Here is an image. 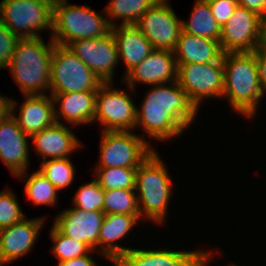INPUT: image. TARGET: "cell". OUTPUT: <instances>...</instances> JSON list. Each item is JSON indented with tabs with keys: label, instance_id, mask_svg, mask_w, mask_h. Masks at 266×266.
<instances>
[{
	"label": "cell",
	"instance_id": "cell-5",
	"mask_svg": "<svg viewBox=\"0 0 266 266\" xmlns=\"http://www.w3.org/2000/svg\"><path fill=\"white\" fill-rule=\"evenodd\" d=\"M53 36L55 44L67 46L75 40L104 37L111 31L108 17L87 6L61 2L53 5Z\"/></svg>",
	"mask_w": 266,
	"mask_h": 266
},
{
	"label": "cell",
	"instance_id": "cell-39",
	"mask_svg": "<svg viewBox=\"0 0 266 266\" xmlns=\"http://www.w3.org/2000/svg\"><path fill=\"white\" fill-rule=\"evenodd\" d=\"M12 115V99L5 98L0 94V123Z\"/></svg>",
	"mask_w": 266,
	"mask_h": 266
},
{
	"label": "cell",
	"instance_id": "cell-17",
	"mask_svg": "<svg viewBox=\"0 0 266 266\" xmlns=\"http://www.w3.org/2000/svg\"><path fill=\"white\" fill-rule=\"evenodd\" d=\"M205 251H166L131 249L115 266H204Z\"/></svg>",
	"mask_w": 266,
	"mask_h": 266
},
{
	"label": "cell",
	"instance_id": "cell-24",
	"mask_svg": "<svg viewBox=\"0 0 266 266\" xmlns=\"http://www.w3.org/2000/svg\"><path fill=\"white\" fill-rule=\"evenodd\" d=\"M96 95L97 91L51 94L54 103L61 102L60 111L55 110L56 122L59 123L58 118L62 116L74 125L92 123L95 118Z\"/></svg>",
	"mask_w": 266,
	"mask_h": 266
},
{
	"label": "cell",
	"instance_id": "cell-25",
	"mask_svg": "<svg viewBox=\"0 0 266 266\" xmlns=\"http://www.w3.org/2000/svg\"><path fill=\"white\" fill-rule=\"evenodd\" d=\"M182 28L186 33L220 41L221 26L212 14L209 1L196 0L190 20H182Z\"/></svg>",
	"mask_w": 266,
	"mask_h": 266
},
{
	"label": "cell",
	"instance_id": "cell-14",
	"mask_svg": "<svg viewBox=\"0 0 266 266\" xmlns=\"http://www.w3.org/2000/svg\"><path fill=\"white\" fill-rule=\"evenodd\" d=\"M178 66L173 51L154 49L141 63L131 69L124 80L133 91L135 83L158 85L177 81ZM126 77V78H125Z\"/></svg>",
	"mask_w": 266,
	"mask_h": 266
},
{
	"label": "cell",
	"instance_id": "cell-33",
	"mask_svg": "<svg viewBox=\"0 0 266 266\" xmlns=\"http://www.w3.org/2000/svg\"><path fill=\"white\" fill-rule=\"evenodd\" d=\"M15 197L8 189L0 192V229L12 226L26 217Z\"/></svg>",
	"mask_w": 266,
	"mask_h": 266
},
{
	"label": "cell",
	"instance_id": "cell-40",
	"mask_svg": "<svg viewBox=\"0 0 266 266\" xmlns=\"http://www.w3.org/2000/svg\"><path fill=\"white\" fill-rule=\"evenodd\" d=\"M211 256H212L211 252L207 251V254H206L205 260H204V266H207V263L209 262V259H210Z\"/></svg>",
	"mask_w": 266,
	"mask_h": 266
},
{
	"label": "cell",
	"instance_id": "cell-7",
	"mask_svg": "<svg viewBox=\"0 0 266 266\" xmlns=\"http://www.w3.org/2000/svg\"><path fill=\"white\" fill-rule=\"evenodd\" d=\"M0 20L19 39L37 38L38 30H53V5L40 0H2Z\"/></svg>",
	"mask_w": 266,
	"mask_h": 266
},
{
	"label": "cell",
	"instance_id": "cell-35",
	"mask_svg": "<svg viewBox=\"0 0 266 266\" xmlns=\"http://www.w3.org/2000/svg\"><path fill=\"white\" fill-rule=\"evenodd\" d=\"M209 5L218 24L223 27L232 16L237 7V0H215L209 1Z\"/></svg>",
	"mask_w": 266,
	"mask_h": 266
},
{
	"label": "cell",
	"instance_id": "cell-37",
	"mask_svg": "<svg viewBox=\"0 0 266 266\" xmlns=\"http://www.w3.org/2000/svg\"><path fill=\"white\" fill-rule=\"evenodd\" d=\"M238 5L255 12L266 21V0H237Z\"/></svg>",
	"mask_w": 266,
	"mask_h": 266
},
{
	"label": "cell",
	"instance_id": "cell-2",
	"mask_svg": "<svg viewBox=\"0 0 266 266\" xmlns=\"http://www.w3.org/2000/svg\"><path fill=\"white\" fill-rule=\"evenodd\" d=\"M222 59L224 64L222 97L229 99L235 111L244 116H254L258 102L264 94L260 83L256 51L224 53Z\"/></svg>",
	"mask_w": 266,
	"mask_h": 266
},
{
	"label": "cell",
	"instance_id": "cell-3",
	"mask_svg": "<svg viewBox=\"0 0 266 266\" xmlns=\"http://www.w3.org/2000/svg\"><path fill=\"white\" fill-rule=\"evenodd\" d=\"M48 45L41 36L20 38L16 45L10 68L14 80L24 95H45L40 90H50L51 59L55 42L50 39ZM40 92V93H38Z\"/></svg>",
	"mask_w": 266,
	"mask_h": 266
},
{
	"label": "cell",
	"instance_id": "cell-27",
	"mask_svg": "<svg viewBox=\"0 0 266 266\" xmlns=\"http://www.w3.org/2000/svg\"><path fill=\"white\" fill-rule=\"evenodd\" d=\"M19 173L16 177L26 179L25 193L34 205L56 204L58 189L38 170L26 178V174Z\"/></svg>",
	"mask_w": 266,
	"mask_h": 266
},
{
	"label": "cell",
	"instance_id": "cell-20",
	"mask_svg": "<svg viewBox=\"0 0 266 266\" xmlns=\"http://www.w3.org/2000/svg\"><path fill=\"white\" fill-rule=\"evenodd\" d=\"M31 140L43 161L47 160V156L51 159L69 158L75 149L81 147V143L72 130L61 122H55L52 126L34 134Z\"/></svg>",
	"mask_w": 266,
	"mask_h": 266
},
{
	"label": "cell",
	"instance_id": "cell-6",
	"mask_svg": "<svg viewBox=\"0 0 266 266\" xmlns=\"http://www.w3.org/2000/svg\"><path fill=\"white\" fill-rule=\"evenodd\" d=\"M103 84L67 46L55 44L51 59V94L97 91Z\"/></svg>",
	"mask_w": 266,
	"mask_h": 266
},
{
	"label": "cell",
	"instance_id": "cell-41",
	"mask_svg": "<svg viewBox=\"0 0 266 266\" xmlns=\"http://www.w3.org/2000/svg\"><path fill=\"white\" fill-rule=\"evenodd\" d=\"M46 2H49L50 4L54 5L61 2H66V0H45Z\"/></svg>",
	"mask_w": 266,
	"mask_h": 266
},
{
	"label": "cell",
	"instance_id": "cell-16",
	"mask_svg": "<svg viewBox=\"0 0 266 266\" xmlns=\"http://www.w3.org/2000/svg\"><path fill=\"white\" fill-rule=\"evenodd\" d=\"M44 218L26 219L0 229V266L19 259L31 251Z\"/></svg>",
	"mask_w": 266,
	"mask_h": 266
},
{
	"label": "cell",
	"instance_id": "cell-38",
	"mask_svg": "<svg viewBox=\"0 0 266 266\" xmlns=\"http://www.w3.org/2000/svg\"><path fill=\"white\" fill-rule=\"evenodd\" d=\"M95 261L88 255L58 262L57 266H95Z\"/></svg>",
	"mask_w": 266,
	"mask_h": 266
},
{
	"label": "cell",
	"instance_id": "cell-10",
	"mask_svg": "<svg viewBox=\"0 0 266 266\" xmlns=\"http://www.w3.org/2000/svg\"><path fill=\"white\" fill-rule=\"evenodd\" d=\"M177 66V81L198 108L201 100L206 97L222 98L224 93L222 58L217 62L177 64Z\"/></svg>",
	"mask_w": 266,
	"mask_h": 266
},
{
	"label": "cell",
	"instance_id": "cell-11",
	"mask_svg": "<svg viewBox=\"0 0 266 266\" xmlns=\"http://www.w3.org/2000/svg\"><path fill=\"white\" fill-rule=\"evenodd\" d=\"M109 84L103 83L97 90L94 121L99 120L103 131L132 130L137 108L126 92L112 89Z\"/></svg>",
	"mask_w": 266,
	"mask_h": 266
},
{
	"label": "cell",
	"instance_id": "cell-13",
	"mask_svg": "<svg viewBox=\"0 0 266 266\" xmlns=\"http://www.w3.org/2000/svg\"><path fill=\"white\" fill-rule=\"evenodd\" d=\"M103 83H112L113 70L119 55L115 39L110 31L104 37L75 40L67 45Z\"/></svg>",
	"mask_w": 266,
	"mask_h": 266
},
{
	"label": "cell",
	"instance_id": "cell-12",
	"mask_svg": "<svg viewBox=\"0 0 266 266\" xmlns=\"http://www.w3.org/2000/svg\"><path fill=\"white\" fill-rule=\"evenodd\" d=\"M167 0L156 2L135 26L150 41L154 49L174 51L183 31L182 20L178 19Z\"/></svg>",
	"mask_w": 266,
	"mask_h": 266
},
{
	"label": "cell",
	"instance_id": "cell-18",
	"mask_svg": "<svg viewBox=\"0 0 266 266\" xmlns=\"http://www.w3.org/2000/svg\"><path fill=\"white\" fill-rule=\"evenodd\" d=\"M28 136L13 115L0 123V158L14 176L25 173L29 165Z\"/></svg>",
	"mask_w": 266,
	"mask_h": 266
},
{
	"label": "cell",
	"instance_id": "cell-8",
	"mask_svg": "<svg viewBox=\"0 0 266 266\" xmlns=\"http://www.w3.org/2000/svg\"><path fill=\"white\" fill-rule=\"evenodd\" d=\"M219 42L224 53L254 52L266 43V21L255 12L237 5L221 27Z\"/></svg>",
	"mask_w": 266,
	"mask_h": 266
},
{
	"label": "cell",
	"instance_id": "cell-4",
	"mask_svg": "<svg viewBox=\"0 0 266 266\" xmlns=\"http://www.w3.org/2000/svg\"><path fill=\"white\" fill-rule=\"evenodd\" d=\"M172 180L158 153L153 151L137 168L135 191L140 216L150 221L163 222L170 200ZM142 205V206H140Z\"/></svg>",
	"mask_w": 266,
	"mask_h": 266
},
{
	"label": "cell",
	"instance_id": "cell-23",
	"mask_svg": "<svg viewBox=\"0 0 266 266\" xmlns=\"http://www.w3.org/2000/svg\"><path fill=\"white\" fill-rule=\"evenodd\" d=\"M177 64L217 62L223 57L220 42L181 32L174 49Z\"/></svg>",
	"mask_w": 266,
	"mask_h": 266
},
{
	"label": "cell",
	"instance_id": "cell-21",
	"mask_svg": "<svg viewBox=\"0 0 266 266\" xmlns=\"http://www.w3.org/2000/svg\"><path fill=\"white\" fill-rule=\"evenodd\" d=\"M140 219V215L105 214L98 238V246L102 247L100 253L115 263L130 251L132 248L118 245L116 240L127 235Z\"/></svg>",
	"mask_w": 266,
	"mask_h": 266
},
{
	"label": "cell",
	"instance_id": "cell-26",
	"mask_svg": "<svg viewBox=\"0 0 266 266\" xmlns=\"http://www.w3.org/2000/svg\"><path fill=\"white\" fill-rule=\"evenodd\" d=\"M159 0H111L105 12H107L110 20V27L116 24L111 19L121 18L122 25H135L139 18L143 16L156 2Z\"/></svg>",
	"mask_w": 266,
	"mask_h": 266
},
{
	"label": "cell",
	"instance_id": "cell-19",
	"mask_svg": "<svg viewBox=\"0 0 266 266\" xmlns=\"http://www.w3.org/2000/svg\"><path fill=\"white\" fill-rule=\"evenodd\" d=\"M12 100V115L19 127L30 137L46 127L52 126L55 120V104L48 95H26V100L20 107V115H14L15 104Z\"/></svg>",
	"mask_w": 266,
	"mask_h": 266
},
{
	"label": "cell",
	"instance_id": "cell-29",
	"mask_svg": "<svg viewBox=\"0 0 266 266\" xmlns=\"http://www.w3.org/2000/svg\"><path fill=\"white\" fill-rule=\"evenodd\" d=\"M137 168L109 167L96 168V180L104 190H135Z\"/></svg>",
	"mask_w": 266,
	"mask_h": 266
},
{
	"label": "cell",
	"instance_id": "cell-22",
	"mask_svg": "<svg viewBox=\"0 0 266 266\" xmlns=\"http://www.w3.org/2000/svg\"><path fill=\"white\" fill-rule=\"evenodd\" d=\"M118 55L126 66L125 75L141 63L153 50L150 41L135 25H115L111 28Z\"/></svg>",
	"mask_w": 266,
	"mask_h": 266
},
{
	"label": "cell",
	"instance_id": "cell-15",
	"mask_svg": "<svg viewBox=\"0 0 266 266\" xmlns=\"http://www.w3.org/2000/svg\"><path fill=\"white\" fill-rule=\"evenodd\" d=\"M105 213L103 211L85 212L79 208L66 209L54 220V225L66 236L86 243L97 250L98 238Z\"/></svg>",
	"mask_w": 266,
	"mask_h": 266
},
{
	"label": "cell",
	"instance_id": "cell-9",
	"mask_svg": "<svg viewBox=\"0 0 266 266\" xmlns=\"http://www.w3.org/2000/svg\"><path fill=\"white\" fill-rule=\"evenodd\" d=\"M100 162L96 168L138 166L154 151L148 142L130 131H103Z\"/></svg>",
	"mask_w": 266,
	"mask_h": 266
},
{
	"label": "cell",
	"instance_id": "cell-32",
	"mask_svg": "<svg viewBox=\"0 0 266 266\" xmlns=\"http://www.w3.org/2000/svg\"><path fill=\"white\" fill-rule=\"evenodd\" d=\"M105 190L99 185L97 180L81 185L74 197L75 208L85 212L103 211Z\"/></svg>",
	"mask_w": 266,
	"mask_h": 266
},
{
	"label": "cell",
	"instance_id": "cell-28",
	"mask_svg": "<svg viewBox=\"0 0 266 266\" xmlns=\"http://www.w3.org/2000/svg\"><path fill=\"white\" fill-rule=\"evenodd\" d=\"M103 212L105 214L140 215L137 195L134 190H105Z\"/></svg>",
	"mask_w": 266,
	"mask_h": 266
},
{
	"label": "cell",
	"instance_id": "cell-30",
	"mask_svg": "<svg viewBox=\"0 0 266 266\" xmlns=\"http://www.w3.org/2000/svg\"><path fill=\"white\" fill-rule=\"evenodd\" d=\"M50 235L53 242H55L52 246V252L59 262L89 255L90 252L94 251L86 243L64 235L55 225H53Z\"/></svg>",
	"mask_w": 266,
	"mask_h": 266
},
{
	"label": "cell",
	"instance_id": "cell-1",
	"mask_svg": "<svg viewBox=\"0 0 266 266\" xmlns=\"http://www.w3.org/2000/svg\"><path fill=\"white\" fill-rule=\"evenodd\" d=\"M169 85H154L136 114V128L141 125L150 137L161 141L178 136L187 129L199 109L178 81Z\"/></svg>",
	"mask_w": 266,
	"mask_h": 266
},
{
	"label": "cell",
	"instance_id": "cell-36",
	"mask_svg": "<svg viewBox=\"0 0 266 266\" xmlns=\"http://www.w3.org/2000/svg\"><path fill=\"white\" fill-rule=\"evenodd\" d=\"M256 60L263 93L266 91V43L256 50Z\"/></svg>",
	"mask_w": 266,
	"mask_h": 266
},
{
	"label": "cell",
	"instance_id": "cell-34",
	"mask_svg": "<svg viewBox=\"0 0 266 266\" xmlns=\"http://www.w3.org/2000/svg\"><path fill=\"white\" fill-rule=\"evenodd\" d=\"M18 40L19 38L0 20V69L11 63Z\"/></svg>",
	"mask_w": 266,
	"mask_h": 266
},
{
	"label": "cell",
	"instance_id": "cell-31",
	"mask_svg": "<svg viewBox=\"0 0 266 266\" xmlns=\"http://www.w3.org/2000/svg\"><path fill=\"white\" fill-rule=\"evenodd\" d=\"M74 165L69 158L49 159L41 162L39 171L58 189H64L74 180Z\"/></svg>",
	"mask_w": 266,
	"mask_h": 266
}]
</instances>
